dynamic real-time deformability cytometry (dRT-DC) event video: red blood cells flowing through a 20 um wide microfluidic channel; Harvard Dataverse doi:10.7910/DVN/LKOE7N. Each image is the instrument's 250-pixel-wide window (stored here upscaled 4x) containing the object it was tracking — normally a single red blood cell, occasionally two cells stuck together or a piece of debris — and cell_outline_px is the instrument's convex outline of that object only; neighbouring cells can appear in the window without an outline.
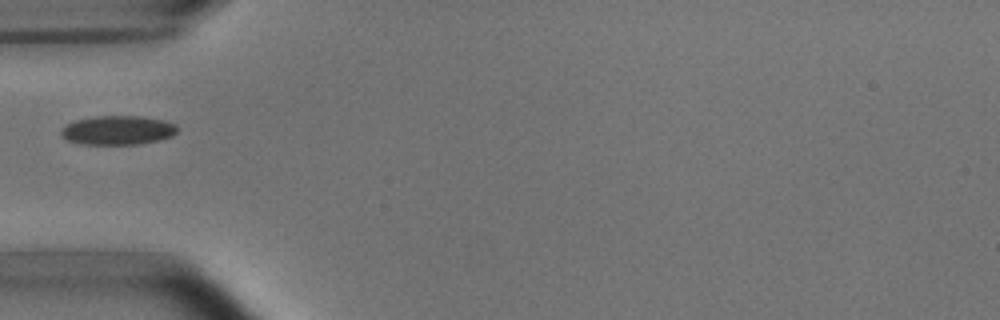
{"species": "common noctule bat (a hibernating species)", "species_latin": "Nyctalus noctula", "temperature_condition": "room temperature", "stored_images_in_passage": 3, "camera_frame_rate_fps": 3000, "um_per_image_px": 0.085, "animal": {"sex": "male", "body_mass_g": 15.6}, "frame": {"image": 1, "passage_image": 3, "time_ms": 3.0, "image_size_px": [1000, 320], "cell_outline_px": [[180, 128], [172, 136], [160, 140], [140, 144], [80, 144], [68, 140], [60, 136], [60, 128], [64, 124], [76, 120], [96, 116], [140, 116], [164, 120], [176, 124]], "centroid_in_image_um": [10.0, 11.07], "position_along_channel_um": 75.0, "area_um2": 20.0}}